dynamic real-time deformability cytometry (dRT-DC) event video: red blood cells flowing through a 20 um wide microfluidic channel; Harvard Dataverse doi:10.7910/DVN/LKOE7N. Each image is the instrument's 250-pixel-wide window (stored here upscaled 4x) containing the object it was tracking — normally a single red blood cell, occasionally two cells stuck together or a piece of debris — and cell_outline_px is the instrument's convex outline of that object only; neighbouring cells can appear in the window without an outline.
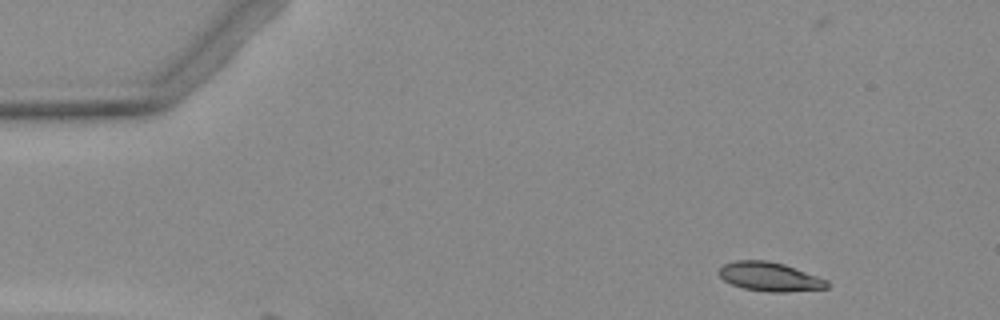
{"species": "Egyptian fruit bat (a non-hibernating species)", "species_latin": "Rousettus aegyptiacus", "temperature_condition": "warm", "stored_images_in_passage": 4, "camera_frame_rate_fps": 3000, "um_per_image_px": 0.085, "animal": {"sex": "female"}, "frame": {"image": 1, "passage_image": 1, "time_ms": 0.0, "image_size_px": [1000, 320], "cell_outline_px": [[828, 288], [784, 292], [768, 292], [744, 288], [732, 284], [724, 280], [720, 276], [720, 268], [724, 264], [736, 260], [768, 260], [784, 264], [828, 280]], "centroid_in_image_um": [65.44, 23.52], "position_along_channel_um": 19.6, "area_um2": 18.09}}
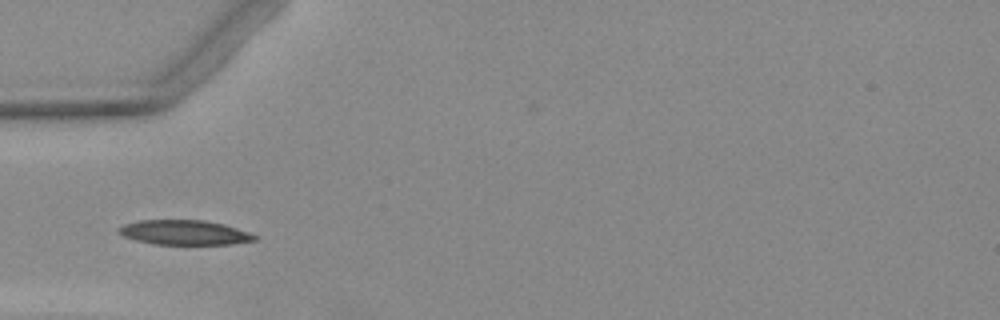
{"frame": {"image": 2, "passage_image": 4, "time_ms": 3.667, "image_size_px": [1000, 320], "cell_outline_px": [[256, 240], [232, 244], [152, 244], [136, 240], [124, 236], [116, 232], [116, 228], [124, 224], [140, 220], [204, 220], [224, 224], [248, 232], [256, 236]], "centroid_in_image_um": [15.63, 19.76], "position_along_channel_um": 69.4, "area_um2": 19.54}}